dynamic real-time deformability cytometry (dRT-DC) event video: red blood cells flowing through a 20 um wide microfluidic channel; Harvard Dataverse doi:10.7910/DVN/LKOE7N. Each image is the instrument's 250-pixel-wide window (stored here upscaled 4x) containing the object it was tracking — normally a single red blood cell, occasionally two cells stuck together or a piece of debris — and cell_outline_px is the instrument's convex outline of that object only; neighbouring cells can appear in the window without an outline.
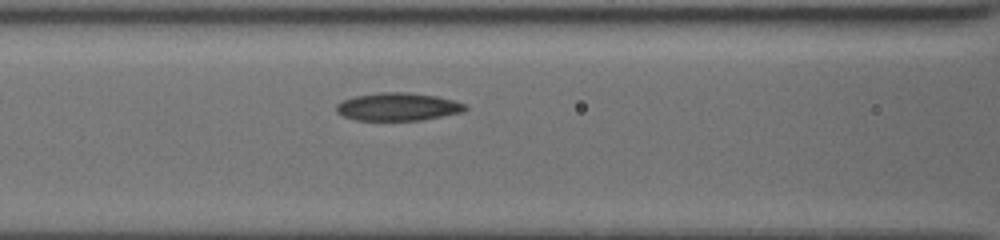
{"species": "common noctule bat (a hibernating species)", "species_latin": "Nyctalus noctula", "temperature_condition": "cold", "stored_images_in_passage": 5, "segment_of_instrument_passage": [1, 2], "camera_frame_rate_fps": 3000, "um_per_image_px": 0.085, "animal": {"sex": "female", "body_mass_g": 19.5, "forearm_length_mm": 54.1}, "frame": {"image": 1, "passage_image": 4, "time_ms": 1.0, "image_size_px": [1000, 240], "cell_outline_px": [[468, 108], [464, 112], [420, 120], [356, 120], [344, 116], [336, 112], [336, 104], [344, 100], [356, 96], [376, 92], [408, 92], [436, 96], [452, 100], [464, 104]], "centroid_in_image_um": [33.81, 9.07], "position_along_channel_um": 132.8, "area_um2": 20.87}}